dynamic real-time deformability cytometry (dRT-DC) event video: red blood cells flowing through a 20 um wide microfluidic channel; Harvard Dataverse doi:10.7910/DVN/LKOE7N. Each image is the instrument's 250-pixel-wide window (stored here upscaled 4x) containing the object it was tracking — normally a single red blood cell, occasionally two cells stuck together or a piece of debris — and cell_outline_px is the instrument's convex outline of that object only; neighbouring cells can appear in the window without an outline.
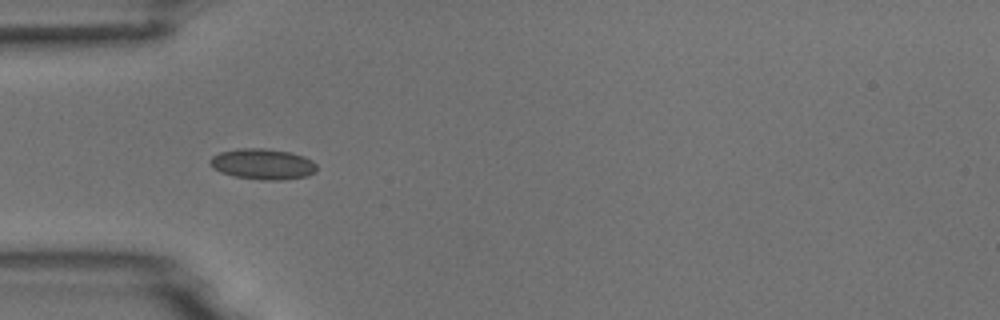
{"species": "common noctule bat (a hibernating species)", "species_latin": "Nyctalus noctula", "temperature_condition": "room temperature", "stored_images_in_passage": 6, "camera_frame_rate_fps": 3000, "um_per_image_px": 0.085, "animal": {"sex": "male", "body_mass_g": 18.8}, "frame": {"image": 1, "passage_image": 5, "time_ms": 5.667, "image_size_px": [1000, 320], "cell_outline_px": [[316, 172], [308, 176], [284, 180], [260, 180], [236, 176], [220, 172], [212, 168], [208, 160], [212, 156], [220, 152], [240, 148], [264, 148], [288, 152], [304, 156], [312, 160], [316, 164]], "centroid_in_image_um": [22.33, 13.95], "position_along_channel_um": 62.7, "area_um2": 19.25}}